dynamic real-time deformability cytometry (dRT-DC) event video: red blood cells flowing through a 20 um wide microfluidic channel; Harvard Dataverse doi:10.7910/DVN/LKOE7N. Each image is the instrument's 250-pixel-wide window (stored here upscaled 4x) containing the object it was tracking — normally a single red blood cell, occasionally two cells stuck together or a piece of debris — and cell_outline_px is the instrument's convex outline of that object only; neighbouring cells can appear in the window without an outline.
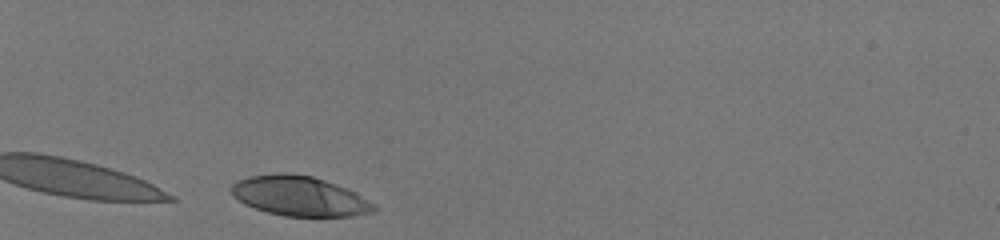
{"species": "human", "species_latin": "Homo sapiens", "temperature_condition": "room temperature", "stored_images_in_passage": 32, "camera_frame_rate_fps": 3000, "um_per_image_px": 0.085, "donor": {"sex": "male"}, "frame": {"image": 1, "passage_image": 2, "time_ms": 0.333, "image_size_px": [1000, 240], "cell_outline_px": [[380, 208], [372, 212], [352, 216], [284, 216], [268, 212], [244, 204], [232, 196], [232, 184], [248, 176], [280, 172], [288, 172], [312, 176], [336, 184], [356, 192], [376, 204]], "centroid_in_image_um": [25.49, 16.66], "position_along_channel_um": 59.5, "area_um2": 33.23}}
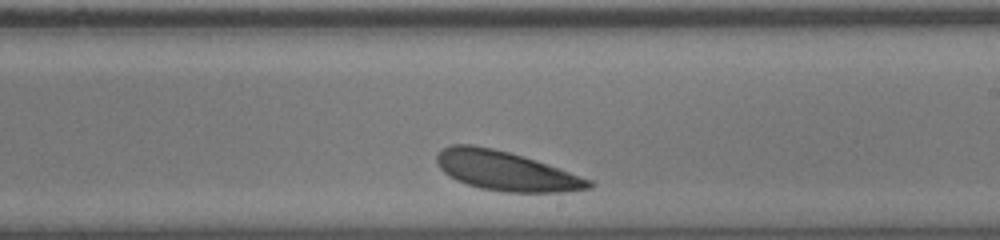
{"frame": {"image": 2, "passage_image": 20, "time_ms": 6.333, "image_size_px": [1000, 240], "cell_outline_px": [[596, 184], [592, 188], [564, 192], [504, 192], [480, 188], [456, 180], [444, 172], [440, 168], [436, 160], [436, 156], [440, 148], [452, 144], [472, 144], [492, 148], [508, 152], [592, 180]], "centroid_in_image_um": [42.95, 14.53], "position_along_channel_um": 246.0, "area_um2": 34.51}}
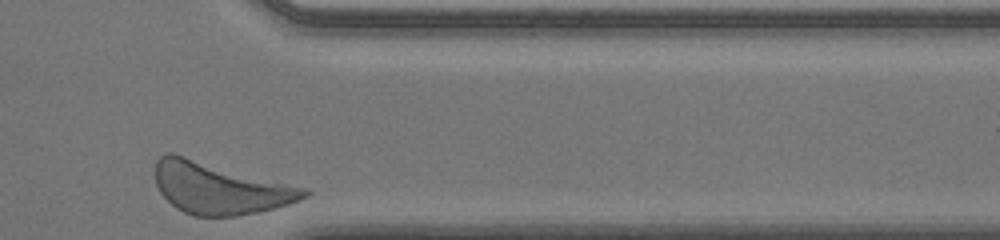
{"frame": {"image": 3, "passage_image": 32, "time_ms": 10.333, "image_size_px": [1000, 240], "cell_outline_px": [[312, 192], [308, 196], [288, 204], [256, 212], [236, 216], [192, 216], [176, 208], [160, 192], [156, 184], [156, 160], [164, 152], [172, 152], [308, 188]], "centroid_in_image_um": [18.68, 15.97], "position_along_channel_um": 392.7, "area_um2": 44.91}, "authors_computed_cell_mechanics": {"area_um2": 34.4488, "velocity_mm_per_s": 3.6947, "shape_relaxation_time_tau1_ms": 1.6514, "shape_relaxation_time_tau2_ms": 8.3217, "deformation_change_tau1": 0.1227, "deformation_change_tau2": 0.1465}}